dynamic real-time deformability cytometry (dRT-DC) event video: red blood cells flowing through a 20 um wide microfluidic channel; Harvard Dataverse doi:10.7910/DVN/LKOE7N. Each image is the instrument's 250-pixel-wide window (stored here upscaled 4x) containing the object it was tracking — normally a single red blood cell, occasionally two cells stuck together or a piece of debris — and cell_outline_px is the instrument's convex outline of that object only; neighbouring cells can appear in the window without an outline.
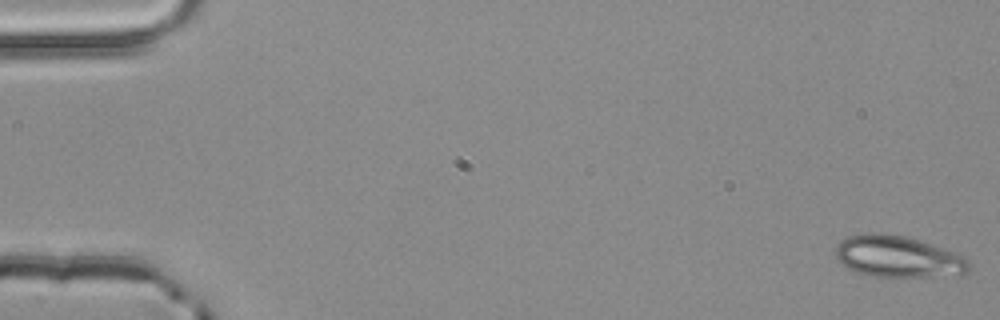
{"species": "common noctule bat (a hibernating species)", "species_latin": "Nyctalus noctula", "temperature_condition": "room temperature", "stored_images_in_passage": 4, "camera_frame_rate_fps": 3000, "um_per_image_px": 0.085, "animal": {"sex": "male", "body_mass_g": 20.4}, "frame": {"image": 1, "passage_image": 1, "time_ms": 0.0, "image_size_px": [1000, 320], "cell_outline_px": [[968, 272], [932, 276], [872, 276], [856, 272], [848, 268], [836, 256], [836, 244], [840, 240], [848, 236], [864, 232], [884, 232], [908, 236], [956, 252], [964, 256], [968, 260]], "centroid_in_image_um": [76.29, 21.77], "position_along_channel_um": 8.7, "area_um2": 32.25}}